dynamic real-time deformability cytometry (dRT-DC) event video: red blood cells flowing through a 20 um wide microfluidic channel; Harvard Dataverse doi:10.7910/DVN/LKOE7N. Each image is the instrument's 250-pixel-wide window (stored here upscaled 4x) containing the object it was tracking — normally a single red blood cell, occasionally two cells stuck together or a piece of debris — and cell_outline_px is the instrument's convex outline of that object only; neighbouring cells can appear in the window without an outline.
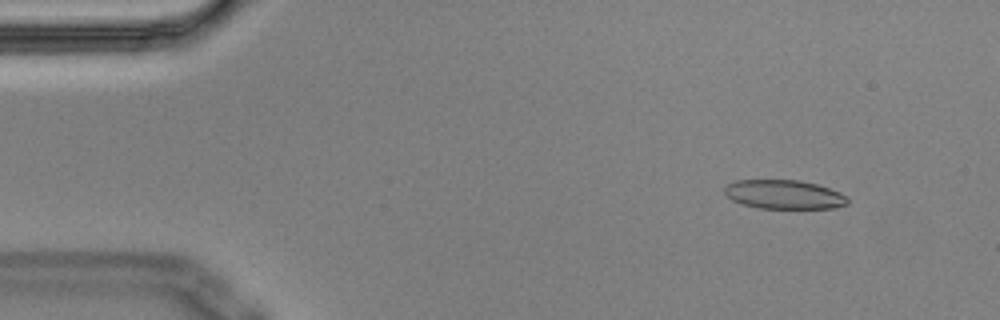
{"species": "Egyptian fruit bat (a non-hibernating species)", "species_latin": "Rousettus aegyptiacus", "temperature_condition": "cold", "stored_images_in_passage": 5, "camera_frame_rate_fps": 3000, "um_per_image_px": 0.085, "animal": {"sex": "male"}, "frame": {"image": 1, "passage_image": 2, "time_ms": 0.333, "image_size_px": [1000, 320], "cell_outline_px": [[848, 204], [836, 208], [760, 208], [744, 204], [732, 200], [724, 192], [724, 188], [728, 184], [736, 180], [800, 180], [816, 184], [840, 192], [848, 196]], "centroid_in_image_um": [66.68, 16.53], "position_along_channel_um": 18.3, "area_um2": 20.75}}
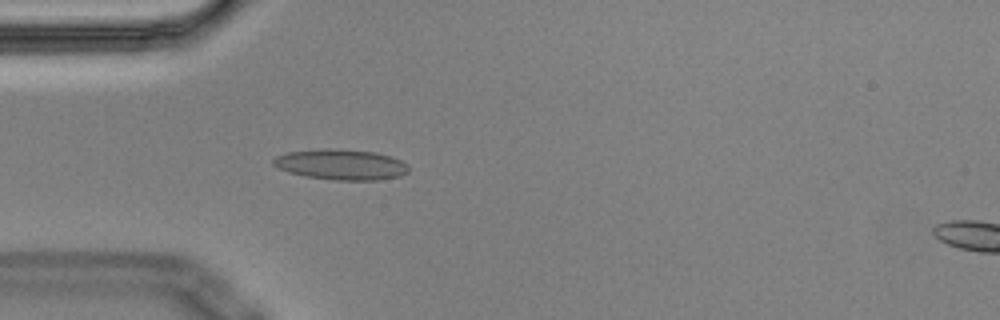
{"frame": {"image": 2, "passage_image": 5, "time_ms": 1.333, "image_size_px": [1000, 320], "cell_outline_px": [[408, 172], [400, 176], [376, 180], [336, 180], [304, 176], [288, 172], [276, 168], [272, 164], [272, 160], [276, 156], [288, 152], [324, 148], [332, 148], [372, 152], [388, 156], [400, 160], [408, 164]], "centroid_in_image_um": [28.94, 13.99], "position_along_channel_um": 56.1, "area_um2": 24.04}}